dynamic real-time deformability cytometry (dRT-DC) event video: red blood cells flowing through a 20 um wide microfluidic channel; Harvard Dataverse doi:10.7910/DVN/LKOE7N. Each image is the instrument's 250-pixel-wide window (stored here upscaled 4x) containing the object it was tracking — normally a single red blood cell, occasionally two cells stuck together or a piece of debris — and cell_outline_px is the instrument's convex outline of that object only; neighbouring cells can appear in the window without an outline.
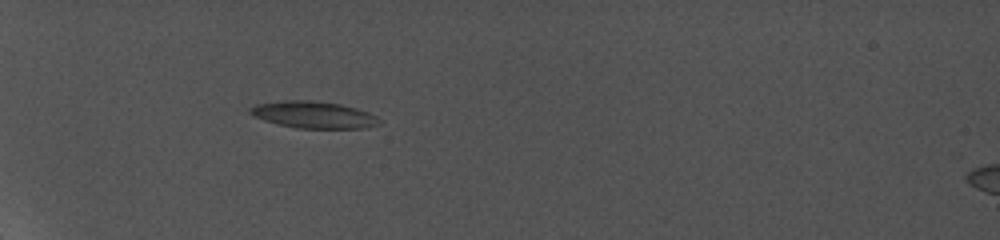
{"species": "common noctule bat (a hibernating species)", "species_latin": "Nyctalus noctula", "temperature_condition": "cold", "stored_images_in_passage": 7, "camera_frame_rate_fps": 5000, "um_per_image_px": 0.085, "animal": {"sex": "female", "body_mass_g": 19.0, "forearm_length_mm": 56.7}, "frame": {"image": 1, "passage_image": 1, "time_ms": 0.0, "image_size_px": [1000, 240], "cell_outline_px": [[380, 124], [364, 128], [296, 128], [264, 120], [252, 116], [248, 112], [248, 108], [256, 104], [284, 100], [308, 100], [340, 104], [356, 108], [368, 112], [376, 116], [380, 120]], "centroid_in_image_um": [26.63, 9.75], "position_along_channel_um": 58.4, "area_um2": 20.17}}
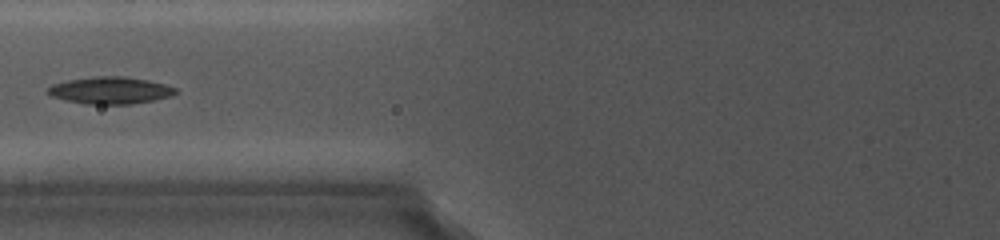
{"frame": {"image": 2, "passage_image": 4, "time_ms": 2.6, "image_size_px": [1000, 240], "cell_outline_px": [[176, 92], [172, 96], [152, 100], [128, 104], [84, 104], [52, 96], [44, 92], [52, 84], [68, 80], [92, 76], [124, 76], [148, 80], [164, 84], [176, 88]], "centroid_in_image_um": [9.34, 7.67], "position_along_channel_um": 116.5, "area_um2": 20.06}}